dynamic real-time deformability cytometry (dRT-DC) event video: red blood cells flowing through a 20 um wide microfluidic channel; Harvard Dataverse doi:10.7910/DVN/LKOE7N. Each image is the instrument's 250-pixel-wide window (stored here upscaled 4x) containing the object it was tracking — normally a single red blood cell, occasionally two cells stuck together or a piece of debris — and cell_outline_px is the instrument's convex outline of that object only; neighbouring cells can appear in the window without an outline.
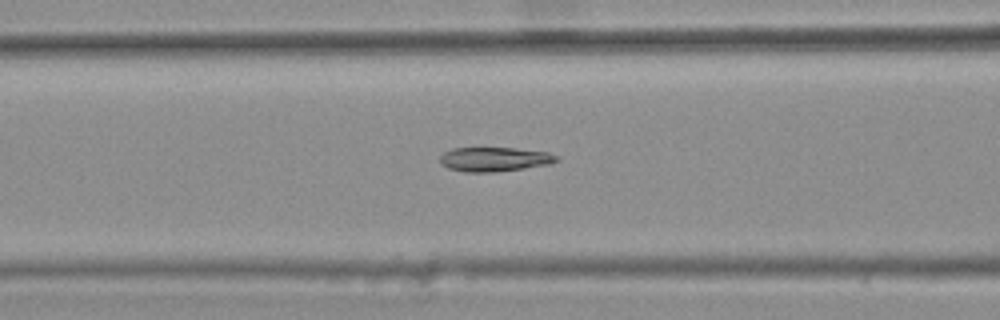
{"species": "common noctule bat (a hibernating species)", "species_latin": "Nyctalus noctula", "temperature_condition": "warm", "stored_images_in_passage": 39, "camera_frame_rate_fps": 3000, "um_per_image_px": 0.085, "animal": {"sex": "female", "body_mass_g": 25.1}, "frame": {"image": 1, "passage_image": 18, "time_ms": 5.667, "image_size_px": [1000, 320], "cell_outline_px": [[560, 160], [548, 164], [524, 168], [496, 172], [464, 172], [448, 168], [440, 164], [440, 156], [444, 152], [452, 148], [512, 148], [548, 152], [556, 156]], "centroid_in_image_um": [41.99, 13.54], "position_along_channel_um": 124.6, "area_um2": 16.47}}
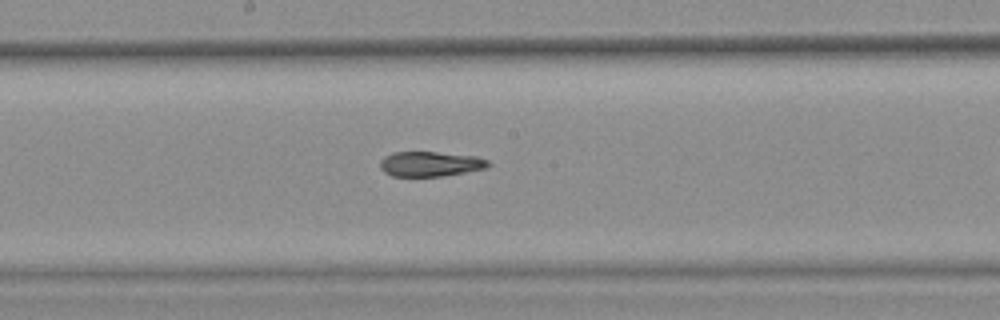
{"frame": {"image": 2, "passage_image": 25, "time_ms": 8.0, "image_size_px": [1000, 320], "cell_outline_px": [[492, 164], [488, 168], [444, 176], [392, 176], [384, 172], [380, 168], [380, 160], [384, 156], [392, 152], [436, 152], [480, 156], [488, 160]], "centroid_in_image_um": [36.61, 13.93], "position_along_channel_um": 211.6, "area_um2": 16.01}}
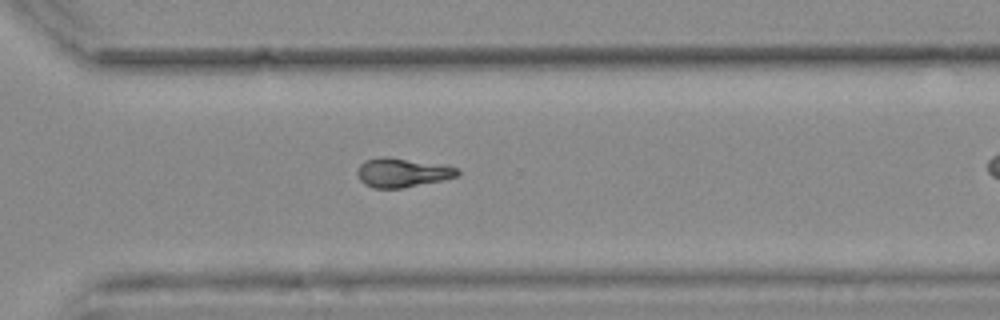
{"frame": {"image": 3, "passage_image": 35, "time_ms": 11.333, "image_size_px": [1000, 320], "cell_outline_px": [[460, 176], [444, 180], [404, 188], [372, 188], [364, 184], [360, 180], [356, 172], [360, 164], [364, 160], [380, 156], [388, 156], [444, 164], [460, 168]], "centroid_in_image_um": [34.23, 14.66], "position_along_channel_um": 336.4, "area_um2": 17.57}, "authors_computed_cell_mechanics": {"area_um2": 17.1666, "velocity_mm_per_s": 3.7361, "shape_relaxation_time_tau1_ms": null, "shape_relaxation_time_tau2_ms": 3.5416, "deformation_change_tau1": null, "deformation_change_tau2": 0.086}}